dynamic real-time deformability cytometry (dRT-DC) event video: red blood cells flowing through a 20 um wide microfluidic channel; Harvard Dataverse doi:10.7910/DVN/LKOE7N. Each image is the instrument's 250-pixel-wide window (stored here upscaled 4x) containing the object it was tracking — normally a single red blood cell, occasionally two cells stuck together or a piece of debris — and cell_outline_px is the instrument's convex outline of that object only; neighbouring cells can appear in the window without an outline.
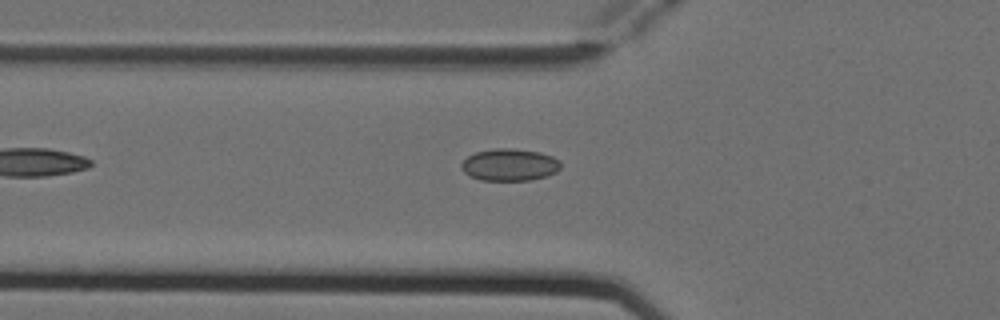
{"species": "Egyptian fruit bat (a non-hibernating species)", "species_latin": "Rousettus aegyptiacus", "temperature_condition": "cold", "stored_images_in_passage": 3, "camera_frame_rate_fps": 3000, "um_per_image_px": 0.085, "animal": {"sex": "female"}, "frame": {"image": 1, "passage_image": 3, "time_ms": 0.667, "image_size_px": [1000, 320], "cell_outline_px": [[560, 168], [556, 172], [532, 180], [480, 180], [464, 172], [460, 168], [460, 164], [468, 156], [476, 152], [492, 148], [512, 148], [540, 152], [552, 156], [560, 160]], "centroid_in_image_um": [43.31, 13.99], "position_along_channel_um": 82.5, "area_um2": 18.61}}